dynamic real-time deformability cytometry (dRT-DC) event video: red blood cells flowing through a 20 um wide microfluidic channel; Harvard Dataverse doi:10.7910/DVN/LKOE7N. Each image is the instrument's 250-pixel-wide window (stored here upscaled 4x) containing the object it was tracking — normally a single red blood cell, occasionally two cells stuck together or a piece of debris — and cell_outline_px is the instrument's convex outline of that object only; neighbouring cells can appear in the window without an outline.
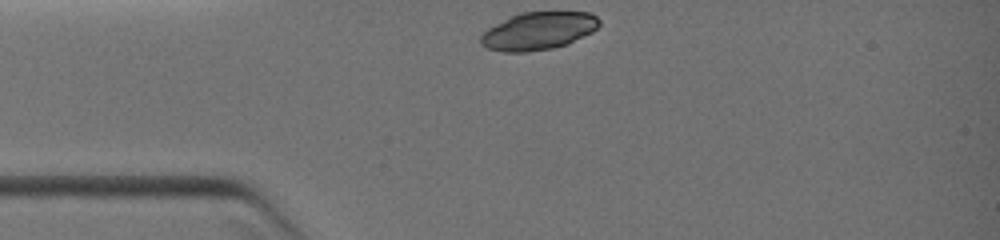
{"species": "common noctule bat (a hibernating species)", "species_latin": "Nyctalus noctula", "temperature_condition": "warm", "stored_images_in_passage": 24, "camera_frame_rate_fps": 3000, "um_per_image_px": 0.085, "animal": {"sex": "female", "body_mass_g": 19.0, "forearm_length_mm": 51.5}, "frame": {"image": 1, "passage_image": 1, "time_ms": 0.0, "image_size_px": [1000, 240], "cell_outline_px": [[600, 24], [592, 32], [568, 44], [552, 48], [528, 52], [504, 52], [488, 48], [480, 44], [480, 36], [488, 28], [520, 12], [588, 12], [596, 16], [600, 20]], "centroid_in_image_um": [45.77, 2.63], "position_along_channel_um": 39.2, "area_um2": 25.95}}
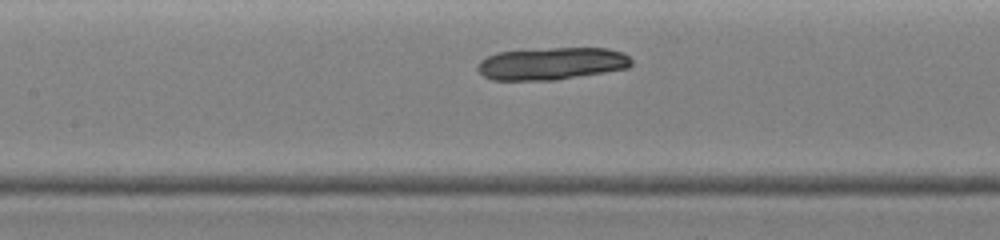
{"frame": {"image": 2, "passage_image": 10, "time_ms": 3.0, "image_size_px": [1000, 240], "cell_outline_px": [[632, 64], [628, 68], [556, 80], [492, 80], [484, 76], [476, 68], [480, 60], [496, 52], [548, 48], [608, 48], [624, 52], [632, 60]], "centroid_in_image_um": [46.9, 5.4], "position_along_channel_um": 160.5, "area_um2": 29.13}}
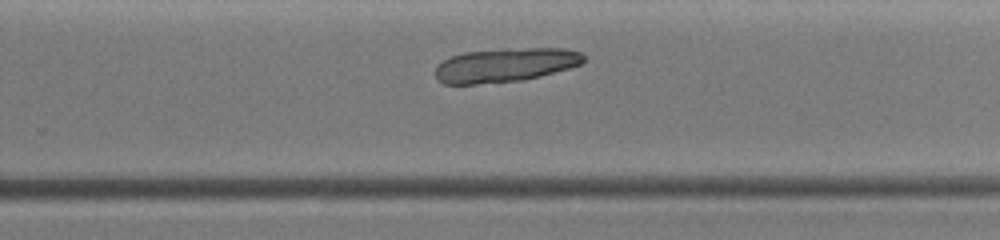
{"frame": {"image": 3, "passage_image": 18, "time_ms": 5.667, "image_size_px": [1000, 240], "cell_outline_px": [[584, 64], [540, 76], [524, 80], [476, 84], [444, 84], [436, 80], [436, 64], [452, 56], [464, 52], [504, 48], [564, 48], [580, 52], [584, 56]], "centroid_in_image_um": [42.95, 5.52], "position_along_channel_um": 286.9, "area_um2": 29.65}}